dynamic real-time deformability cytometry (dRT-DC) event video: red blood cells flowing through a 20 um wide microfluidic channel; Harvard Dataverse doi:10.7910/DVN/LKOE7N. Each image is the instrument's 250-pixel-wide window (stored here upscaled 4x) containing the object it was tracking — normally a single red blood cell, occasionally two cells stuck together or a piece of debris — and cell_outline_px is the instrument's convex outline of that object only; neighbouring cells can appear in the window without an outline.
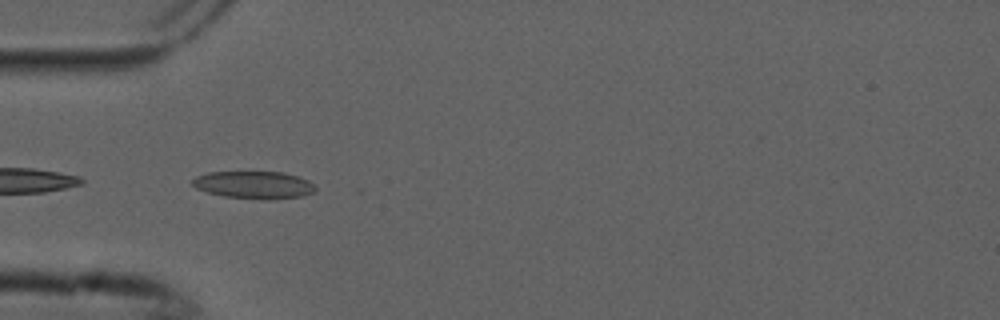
{"species": "common noctule bat (a hibernating species)", "species_latin": "Nyctalus noctula", "temperature_condition": "cold", "stored_images_in_passage": 5, "camera_frame_rate_fps": 3000, "um_per_image_px": 0.085, "animal": {"sex": "male", "forearm_length_mm": 52.5}, "frame": {"image": 1, "passage_image": 4, "time_ms": 1.0, "image_size_px": [1000, 320], "cell_outline_px": [[316, 192], [300, 196], [268, 200], [260, 200], [224, 196], [208, 192], [196, 188], [192, 184], [192, 180], [196, 176], [208, 172], [284, 172], [308, 180], [316, 184]], "centroid_in_image_um": [21.62, 15.72], "position_along_channel_um": 63.4, "area_um2": 19.83}}
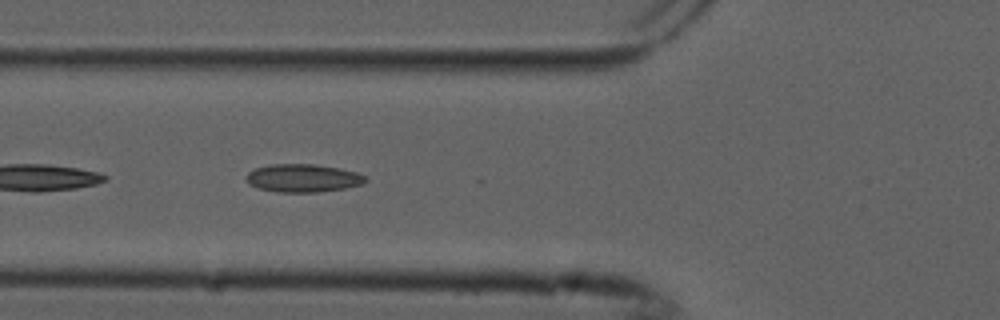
{"frame": {"image": 2, "passage_image": 5, "time_ms": 1.333, "image_size_px": [1000, 320], "cell_outline_px": [[368, 180], [360, 184], [344, 188], [316, 192], [276, 192], [260, 188], [248, 184], [248, 172], [252, 168], [268, 164], [316, 164], [340, 168], [356, 172], [368, 176]], "centroid_in_image_um": [25.75, 15.12], "position_along_channel_um": 100.0, "area_um2": 19.54}}